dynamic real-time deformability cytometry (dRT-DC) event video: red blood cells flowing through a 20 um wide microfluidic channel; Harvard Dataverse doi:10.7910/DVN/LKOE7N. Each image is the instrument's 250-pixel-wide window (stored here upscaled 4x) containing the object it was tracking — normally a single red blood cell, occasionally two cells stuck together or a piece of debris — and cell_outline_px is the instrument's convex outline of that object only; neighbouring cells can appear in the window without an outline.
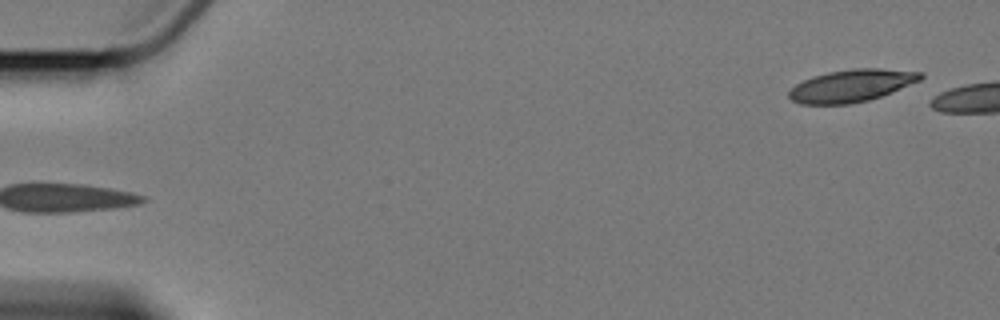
{"species": "Egyptian fruit bat (a non-hibernating species)", "species_latin": "Rousettus aegyptiacus", "temperature_condition": "cold", "stored_images_in_passage": 4, "segment_of_instrument_passage": [2, 2], "camera_frame_rate_fps": 3000, "um_per_image_px": 0.085, "animal": {"sex": "female"}, "frame": {"image": 1, "passage_image": 4, "time_ms": 4.667, "image_size_px": [1000, 320], "cell_outline_px": [[924, 76], [920, 80], [892, 92], [868, 100], [852, 104], [800, 104], [792, 100], [788, 96], [788, 92], [796, 84], [812, 76], [828, 72], [852, 68], [880, 68], [924, 72]], "centroid_in_image_um": [72.38, 7.27], "position_along_channel_um": 12.6, "area_um2": 24.85}}